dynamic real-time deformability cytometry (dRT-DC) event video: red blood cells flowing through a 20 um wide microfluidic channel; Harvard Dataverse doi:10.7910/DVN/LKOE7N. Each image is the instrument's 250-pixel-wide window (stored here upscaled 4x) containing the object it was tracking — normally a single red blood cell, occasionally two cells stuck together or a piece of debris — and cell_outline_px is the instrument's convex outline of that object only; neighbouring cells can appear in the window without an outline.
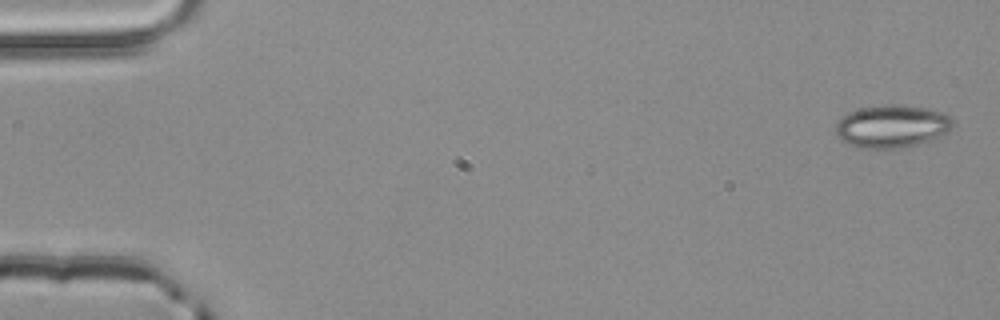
{"species": "common noctule bat (a hibernating species)", "species_latin": "Nyctalus noctula", "temperature_condition": "room temperature", "stored_images_in_passage": 4, "camera_frame_rate_fps": 3000, "um_per_image_px": 0.085, "animal": {"sex": "male", "body_mass_g": 20.4}, "frame": {"image": 1, "passage_image": 1, "time_ms": 0.0, "image_size_px": [1000, 320], "cell_outline_px": [[952, 128], [928, 140], [904, 148], [856, 148], [840, 140], [836, 132], [836, 124], [848, 112], [860, 108], [884, 104], [892, 104], [928, 108], [940, 112], [948, 116], [952, 120]], "centroid_in_image_um": [75.75, 10.73], "position_along_channel_um": 9.3, "area_um2": 28.84}}